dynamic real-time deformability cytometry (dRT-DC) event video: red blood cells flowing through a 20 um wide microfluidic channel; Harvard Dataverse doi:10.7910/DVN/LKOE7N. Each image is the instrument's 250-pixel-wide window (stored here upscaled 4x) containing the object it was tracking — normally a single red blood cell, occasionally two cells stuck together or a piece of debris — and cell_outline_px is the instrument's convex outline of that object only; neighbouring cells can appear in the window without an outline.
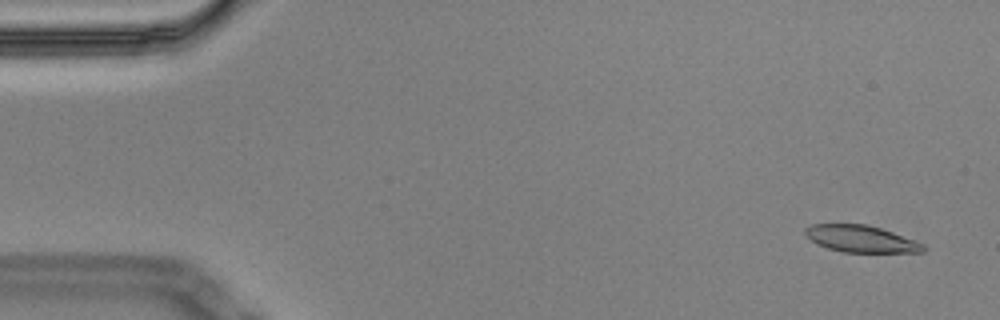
{"species": "Egyptian fruit bat (a non-hibernating species)", "species_latin": "Rousettus aegyptiacus", "temperature_condition": "cold", "stored_images_in_passage": 4, "camera_frame_rate_fps": 3000, "um_per_image_px": 0.085, "animal": {"sex": "male"}, "frame": {"image": 1, "passage_image": 1, "time_ms": 0.0, "image_size_px": [1000, 320], "cell_outline_px": [[924, 252], [844, 252], [828, 248], [816, 244], [804, 232], [804, 228], [812, 224], [868, 224], [892, 232], [924, 244]], "centroid_in_image_um": [73.16, 20.3], "position_along_channel_um": 11.8, "area_um2": 18.26}}